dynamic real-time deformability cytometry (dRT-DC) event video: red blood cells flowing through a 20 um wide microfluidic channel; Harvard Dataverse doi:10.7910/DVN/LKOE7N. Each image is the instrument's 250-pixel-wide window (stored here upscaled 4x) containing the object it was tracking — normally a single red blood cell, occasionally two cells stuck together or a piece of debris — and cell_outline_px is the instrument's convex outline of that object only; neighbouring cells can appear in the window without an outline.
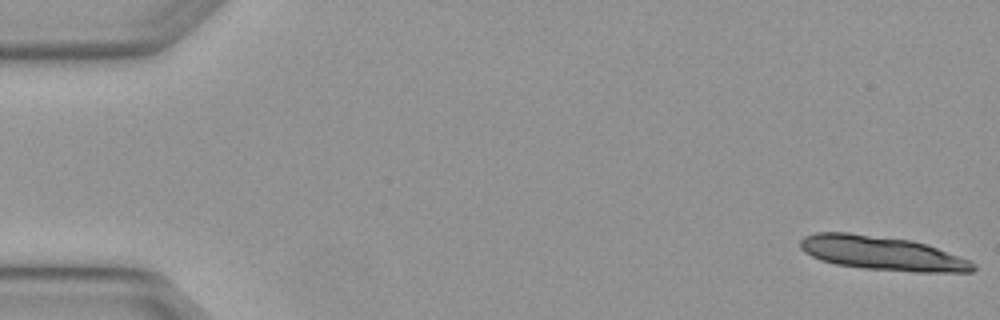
{"species": "Egyptian fruit bat (a non-hibernating species)", "species_latin": "Rousettus aegyptiacus", "temperature_condition": "warm", "stored_images_in_passage": 4, "camera_frame_rate_fps": 3000, "um_per_image_px": 0.085, "animal": {"sex": "female"}, "frame": {"image": 1, "passage_image": 1, "time_ms": 0.0, "image_size_px": [1000, 320], "cell_outline_px": [[976, 268], [972, 272], [916, 272], [864, 268], [836, 264], [820, 260], [804, 252], [800, 248], [800, 240], [804, 236], [816, 232], [848, 232], [912, 240], [972, 260], [976, 264]], "centroid_in_image_um": [74.98, 21.52], "position_along_channel_um": 10.0, "area_um2": 34.33}}